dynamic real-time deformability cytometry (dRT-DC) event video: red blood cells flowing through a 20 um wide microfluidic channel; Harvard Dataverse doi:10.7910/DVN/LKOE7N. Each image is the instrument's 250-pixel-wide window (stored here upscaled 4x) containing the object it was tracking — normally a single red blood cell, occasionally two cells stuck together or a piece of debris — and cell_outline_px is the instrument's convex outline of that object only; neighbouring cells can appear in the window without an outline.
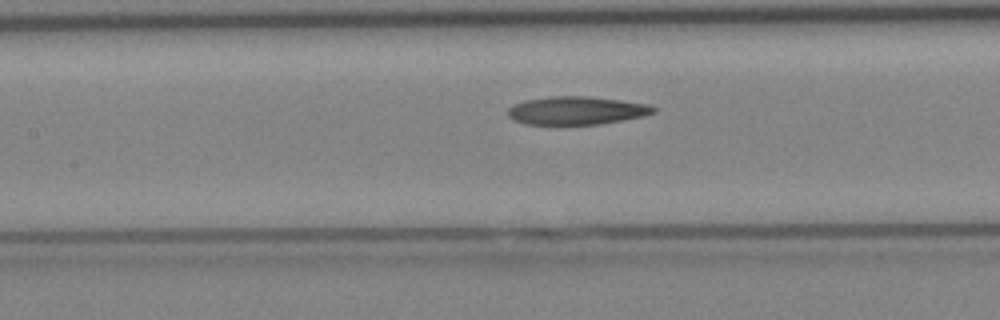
{"species": "Egyptian fruit bat (a non-hibernating species)", "species_latin": "Rousettus aegyptiacus", "temperature_condition": "cold", "stored_images_in_passage": 25, "camera_frame_rate_fps": 3000, "um_per_image_px": 0.085, "animal": {"sex": "female"}, "frame": {"image": 1, "passage_image": 11, "time_ms": 3.333, "image_size_px": [1000, 320], "cell_outline_px": [[656, 112], [644, 116], [624, 120], [600, 124], [524, 124], [512, 120], [508, 116], [508, 108], [512, 104], [524, 100], [552, 96], [588, 96], [620, 100], [648, 104], [656, 108]], "centroid_in_image_um": [48.98, 9.39], "position_along_channel_um": 158.4, "area_um2": 24.04}}